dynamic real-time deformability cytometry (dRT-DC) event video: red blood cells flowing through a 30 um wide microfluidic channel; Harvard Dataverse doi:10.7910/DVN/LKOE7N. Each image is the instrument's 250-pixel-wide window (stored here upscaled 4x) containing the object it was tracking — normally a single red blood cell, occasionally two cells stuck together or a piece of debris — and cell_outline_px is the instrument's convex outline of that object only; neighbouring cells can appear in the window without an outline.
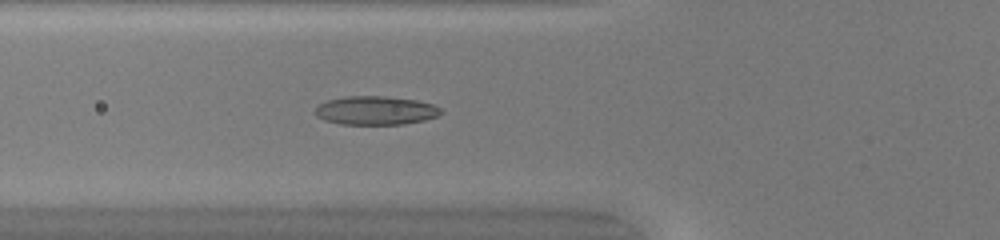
{"species": "common noctule bat (a hibernating species)", "species_latin": "Nyctalus noctula", "temperature_condition": "warm", "stored_images_in_passage": 51, "camera_frame_rate_fps": 3000, "um_per_image_px": 0.085, "animal": {"sex": "female", "body_mass_g": 20.0, "forearm_length_mm": 54.0}, "frame": {"image": 1, "passage_image": 20, "time_ms": 6.333, "image_size_px": [1000, 240], "cell_outline_px": [[444, 112], [436, 116], [424, 120], [404, 124], [340, 124], [324, 120], [316, 116], [312, 112], [320, 104], [328, 100], [344, 96], [384, 96], [416, 100], [432, 104], [440, 108]], "centroid_in_image_um": [31.9, 9.39], "position_along_channel_um": 93.9, "area_um2": 21.04}}
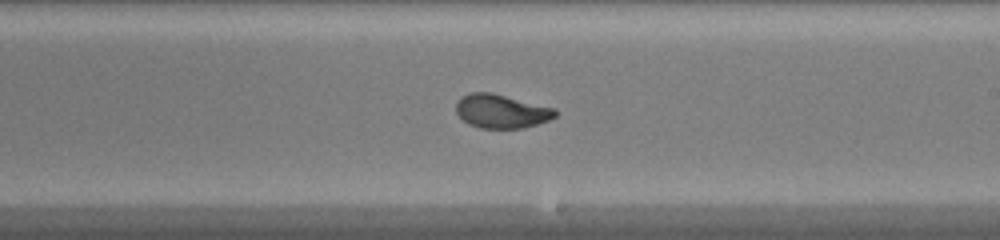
{"frame": {"image": 2, "passage_image": 31, "time_ms": 10.0, "image_size_px": [1000, 240], "cell_outline_px": [[556, 116], [548, 120], [536, 124], [520, 128], [480, 128], [468, 124], [456, 112], [456, 100], [460, 96], [472, 92], [492, 92], [556, 108]], "centroid_in_image_um": [42.59, 9.44], "position_along_channel_um": 246.4, "area_um2": 19.59}}
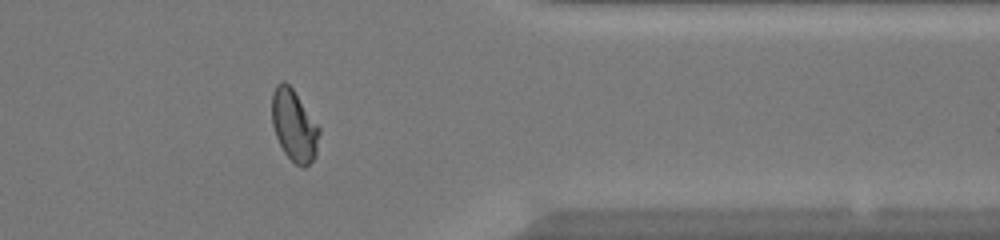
{"frame": {"image": 3, "passage_image": 42, "time_ms": 13.667, "image_size_px": [1000, 240], "cell_outline_px": [[320, 132], [316, 156], [304, 168], [300, 168], [284, 152], [276, 136], [272, 124], [272, 92], [276, 84], [280, 80], [284, 80], [292, 88], [320, 128]], "centroid_in_image_um": [24.99, 10.66], "position_along_channel_um": 386.4, "area_um2": 19.71}, "authors_computed_cell_mechanics": {"area_um2": 19.7676, "velocity_mm_per_s": 4.159, "shape_relaxation_time_tau1_ms": 7.1772, "shape_relaxation_time_tau2_ms": 0.7416, "deformation_change_tau1": 0.2551, "deformation_change_tau2": 0.0539}}